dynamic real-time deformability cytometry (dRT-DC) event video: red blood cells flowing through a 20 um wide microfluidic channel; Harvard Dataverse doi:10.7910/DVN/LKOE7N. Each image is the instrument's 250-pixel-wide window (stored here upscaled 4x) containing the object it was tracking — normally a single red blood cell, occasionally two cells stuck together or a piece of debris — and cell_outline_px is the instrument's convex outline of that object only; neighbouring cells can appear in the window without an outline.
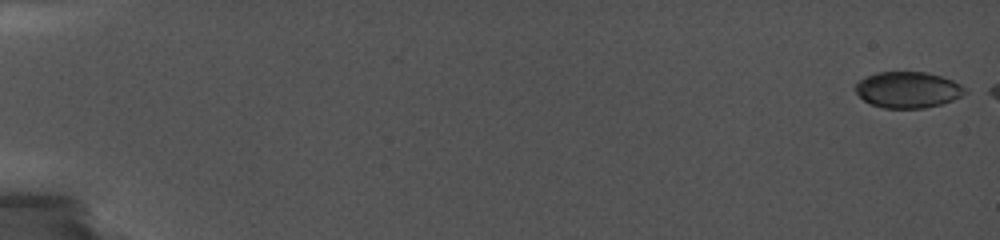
{"species": "common noctule bat (a hibernating species)", "species_latin": "Nyctalus noctula", "temperature_condition": "cold", "stored_images_in_passage": 22, "camera_frame_rate_fps": 5000, "um_per_image_px": 0.085, "animal": {"sex": "female", "body_mass_g": 19.0, "forearm_length_mm": 56.7}, "frame": {"image": 1, "passage_image": 1, "time_ms": 0.0, "image_size_px": [1000, 240], "cell_outline_px": [[968, 92], [952, 100], [940, 104], [924, 108], [884, 108], [872, 104], [864, 100], [856, 92], [856, 84], [860, 80], [876, 72], [924, 72], [940, 76], [952, 80], [968, 88]], "centroid_in_image_um": [77.2, 7.63], "position_along_channel_um": 7.8, "area_um2": 22.89}}
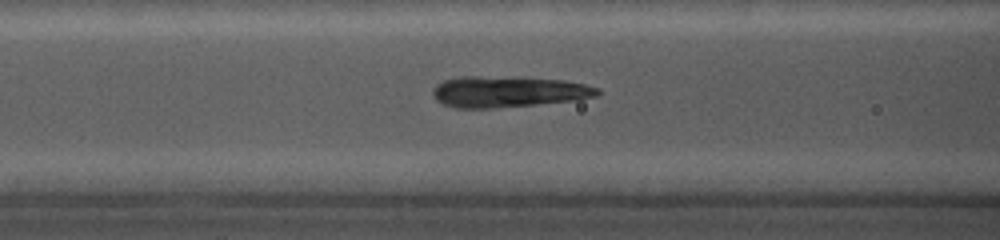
{"frame": {"image": 2, "passage_image": 22, "time_ms": 8.4, "image_size_px": [1000, 240], "cell_outline_px": [[600, 92], [596, 96], [576, 100], [492, 108], [456, 108], [444, 104], [436, 100], [432, 96], [432, 88], [436, 84], [444, 80], [460, 76], [524, 76], [564, 80], [584, 84], [600, 88]], "centroid_in_image_um": [43.17, 7.77], "position_along_channel_um": 123.4, "area_um2": 30.29}}